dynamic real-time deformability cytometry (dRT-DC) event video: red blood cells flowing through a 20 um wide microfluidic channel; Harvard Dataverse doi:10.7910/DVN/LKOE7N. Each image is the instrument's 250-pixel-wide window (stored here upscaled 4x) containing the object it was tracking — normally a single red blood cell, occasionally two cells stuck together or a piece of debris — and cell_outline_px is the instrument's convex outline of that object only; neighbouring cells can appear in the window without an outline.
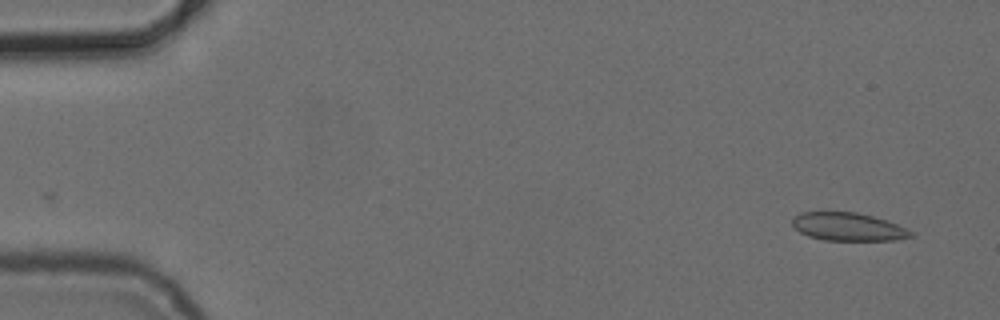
{"species": "common noctule bat (a hibernating species)", "species_latin": "Nyctalus noctula", "temperature_condition": "cold", "stored_images_in_passage": 3, "camera_frame_rate_fps": 3000, "um_per_image_px": 0.085, "animal": {"sex": "female", "body_mass_g": 24.6, "forearm_length_mm": 56.2}, "frame": {"image": 1, "passage_image": 3, "time_ms": 2.333, "image_size_px": [1000, 320], "cell_outline_px": [[916, 236], [892, 240], [824, 240], [808, 236], [800, 232], [792, 224], [792, 216], [800, 212], [856, 212], [888, 220], [912, 232]], "centroid_in_image_um": [72.06, 19.27], "position_along_channel_um": 12.9, "area_um2": 19.36}}